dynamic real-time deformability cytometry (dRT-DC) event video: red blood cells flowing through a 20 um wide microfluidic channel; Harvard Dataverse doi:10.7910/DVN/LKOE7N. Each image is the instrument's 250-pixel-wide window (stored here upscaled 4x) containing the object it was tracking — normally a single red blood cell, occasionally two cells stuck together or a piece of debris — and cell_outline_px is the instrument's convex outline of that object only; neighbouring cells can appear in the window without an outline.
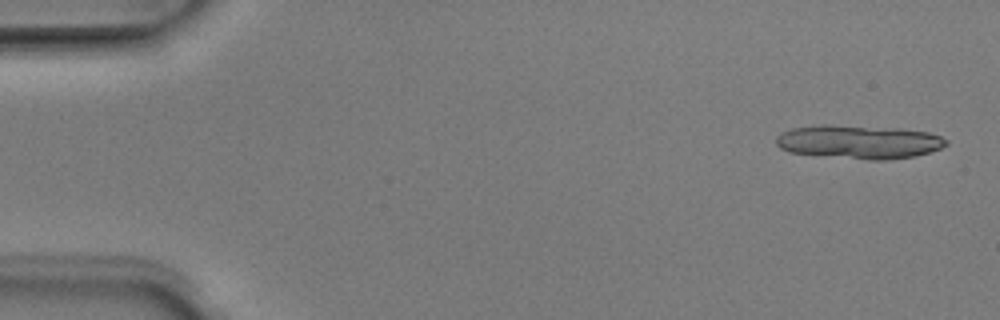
{"species": "Egyptian fruit bat (a non-hibernating species)", "species_latin": "Rousettus aegyptiacus", "temperature_condition": "room temperature", "stored_images_in_passage": 6, "camera_frame_rate_fps": 3000, "um_per_image_px": 0.085, "animal": {"sex": "male"}, "frame": {"image": 1, "passage_image": 1, "time_ms": 0.0, "image_size_px": [1000, 320], "cell_outline_px": [[948, 144], [940, 148], [916, 156], [888, 160], [868, 160], [788, 152], [780, 148], [776, 144], [776, 136], [780, 132], [792, 128], [824, 124], [900, 128], [928, 132], [940, 136], [948, 140]], "centroid_in_image_um": [73.0, 12.05], "position_along_channel_um": 12.0, "area_um2": 33.58}}
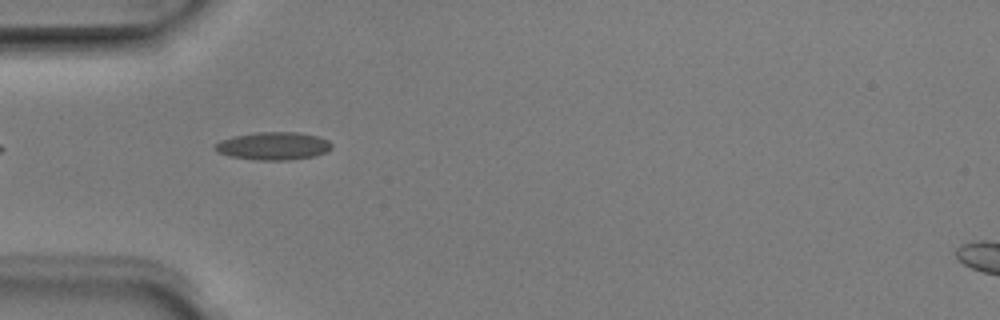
{"frame": {"image": 2, "passage_image": 5, "time_ms": 1.333, "image_size_px": [1000, 320], "cell_outline_px": [[332, 148], [328, 152], [312, 156], [288, 160], [256, 160], [228, 156], [216, 152], [212, 148], [220, 140], [232, 136], [256, 132], [296, 132], [316, 136], [328, 140], [332, 144]], "centroid_in_image_um": [23.19, 12.41], "position_along_channel_um": 61.8, "area_um2": 19.07}}
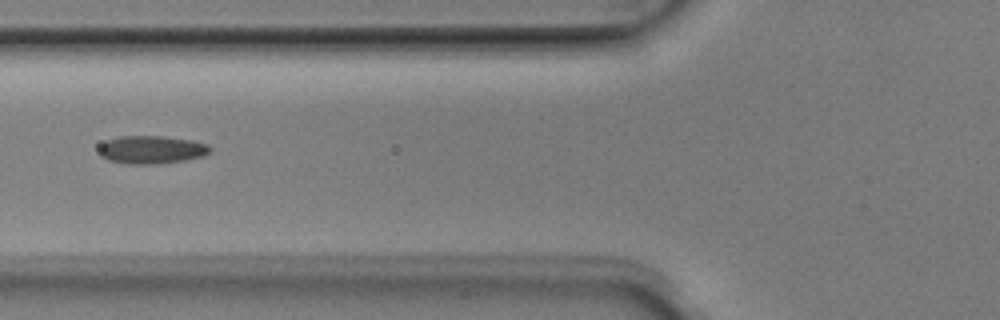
{"frame": {"image": 3, "passage_image": 6, "time_ms": 1.667, "image_size_px": [1000, 320], "cell_outline_px": [[212, 148], [204, 156], [184, 160], [160, 164], [128, 164], [108, 160], [100, 156], [100, 144], [108, 140], [120, 136], [160, 136], [192, 140], [208, 144]], "centroid_in_image_um": [12.89, 12.73], "position_along_channel_um": 112.9, "area_um2": 18.15}}